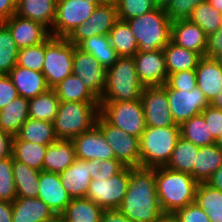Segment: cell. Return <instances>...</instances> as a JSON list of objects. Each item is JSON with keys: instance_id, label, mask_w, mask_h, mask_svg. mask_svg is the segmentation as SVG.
Segmentation results:
<instances>
[{"instance_id": "6da1fadb", "label": "cell", "mask_w": 222, "mask_h": 222, "mask_svg": "<svg viewBox=\"0 0 222 222\" xmlns=\"http://www.w3.org/2000/svg\"><path fill=\"white\" fill-rule=\"evenodd\" d=\"M118 210L132 222H154L163 214L157 196L155 168L130 170L127 192Z\"/></svg>"}, {"instance_id": "7a4b0ae2", "label": "cell", "mask_w": 222, "mask_h": 222, "mask_svg": "<svg viewBox=\"0 0 222 222\" xmlns=\"http://www.w3.org/2000/svg\"><path fill=\"white\" fill-rule=\"evenodd\" d=\"M155 178L157 196L163 213L174 214L195 202L198 182L191 174L161 166L155 167Z\"/></svg>"}, {"instance_id": "3957f363", "label": "cell", "mask_w": 222, "mask_h": 222, "mask_svg": "<svg viewBox=\"0 0 222 222\" xmlns=\"http://www.w3.org/2000/svg\"><path fill=\"white\" fill-rule=\"evenodd\" d=\"M138 44V52L162 50L171 41V25L165 9L156 8L126 20Z\"/></svg>"}, {"instance_id": "277c9868", "label": "cell", "mask_w": 222, "mask_h": 222, "mask_svg": "<svg viewBox=\"0 0 222 222\" xmlns=\"http://www.w3.org/2000/svg\"><path fill=\"white\" fill-rule=\"evenodd\" d=\"M99 114V102H60L53 121L58 140H73L91 130Z\"/></svg>"}, {"instance_id": "5b68a950", "label": "cell", "mask_w": 222, "mask_h": 222, "mask_svg": "<svg viewBox=\"0 0 222 222\" xmlns=\"http://www.w3.org/2000/svg\"><path fill=\"white\" fill-rule=\"evenodd\" d=\"M143 88L138 79L134 56H119L107 69L106 87L99 101L139 100Z\"/></svg>"}, {"instance_id": "8992f818", "label": "cell", "mask_w": 222, "mask_h": 222, "mask_svg": "<svg viewBox=\"0 0 222 222\" xmlns=\"http://www.w3.org/2000/svg\"><path fill=\"white\" fill-rule=\"evenodd\" d=\"M180 137V125L168 127L146 126L139 137L141 167L166 166Z\"/></svg>"}, {"instance_id": "52a82bcc", "label": "cell", "mask_w": 222, "mask_h": 222, "mask_svg": "<svg viewBox=\"0 0 222 222\" xmlns=\"http://www.w3.org/2000/svg\"><path fill=\"white\" fill-rule=\"evenodd\" d=\"M75 48L66 38L50 35L45 40L42 73L50 89L72 74Z\"/></svg>"}, {"instance_id": "ba28073f", "label": "cell", "mask_w": 222, "mask_h": 222, "mask_svg": "<svg viewBox=\"0 0 222 222\" xmlns=\"http://www.w3.org/2000/svg\"><path fill=\"white\" fill-rule=\"evenodd\" d=\"M100 114L129 135L140 137L146 129L141 99L134 101H99Z\"/></svg>"}, {"instance_id": "9c48e42d", "label": "cell", "mask_w": 222, "mask_h": 222, "mask_svg": "<svg viewBox=\"0 0 222 222\" xmlns=\"http://www.w3.org/2000/svg\"><path fill=\"white\" fill-rule=\"evenodd\" d=\"M96 126L103 133L109 146L113 149L116 160L124 166L141 167V153L139 138L129 135L125 131L110 124L99 114Z\"/></svg>"}, {"instance_id": "30bf717a", "label": "cell", "mask_w": 222, "mask_h": 222, "mask_svg": "<svg viewBox=\"0 0 222 222\" xmlns=\"http://www.w3.org/2000/svg\"><path fill=\"white\" fill-rule=\"evenodd\" d=\"M97 6L96 0H57L56 16L50 34L66 38L72 30L90 18Z\"/></svg>"}, {"instance_id": "8fae6325", "label": "cell", "mask_w": 222, "mask_h": 222, "mask_svg": "<svg viewBox=\"0 0 222 222\" xmlns=\"http://www.w3.org/2000/svg\"><path fill=\"white\" fill-rule=\"evenodd\" d=\"M132 168L125 166L119 173L108 179H92L86 197L104 210L118 209L127 192Z\"/></svg>"}, {"instance_id": "7c38bea8", "label": "cell", "mask_w": 222, "mask_h": 222, "mask_svg": "<svg viewBox=\"0 0 222 222\" xmlns=\"http://www.w3.org/2000/svg\"><path fill=\"white\" fill-rule=\"evenodd\" d=\"M146 126H176L169 109L167 89L163 86L144 87L141 95Z\"/></svg>"}, {"instance_id": "4fadbf2b", "label": "cell", "mask_w": 222, "mask_h": 222, "mask_svg": "<svg viewBox=\"0 0 222 222\" xmlns=\"http://www.w3.org/2000/svg\"><path fill=\"white\" fill-rule=\"evenodd\" d=\"M118 20L116 6L98 5L90 18L72 30L66 39L74 46H78L83 40L89 37L109 35L110 30Z\"/></svg>"}, {"instance_id": "5bb4252c", "label": "cell", "mask_w": 222, "mask_h": 222, "mask_svg": "<svg viewBox=\"0 0 222 222\" xmlns=\"http://www.w3.org/2000/svg\"><path fill=\"white\" fill-rule=\"evenodd\" d=\"M72 74L79 77L85 86L101 99L106 87L107 69L94 56L77 46L74 49Z\"/></svg>"}, {"instance_id": "9a60e30c", "label": "cell", "mask_w": 222, "mask_h": 222, "mask_svg": "<svg viewBox=\"0 0 222 222\" xmlns=\"http://www.w3.org/2000/svg\"><path fill=\"white\" fill-rule=\"evenodd\" d=\"M169 109L177 125L201 114L210 103L196 86L191 91L167 89Z\"/></svg>"}, {"instance_id": "2e32d148", "label": "cell", "mask_w": 222, "mask_h": 222, "mask_svg": "<svg viewBox=\"0 0 222 222\" xmlns=\"http://www.w3.org/2000/svg\"><path fill=\"white\" fill-rule=\"evenodd\" d=\"M134 61L138 79L144 87L163 86L167 80L164 50L137 52Z\"/></svg>"}, {"instance_id": "e0dca14e", "label": "cell", "mask_w": 222, "mask_h": 222, "mask_svg": "<svg viewBox=\"0 0 222 222\" xmlns=\"http://www.w3.org/2000/svg\"><path fill=\"white\" fill-rule=\"evenodd\" d=\"M72 142L77 159L85 161L116 159L113 149L96 125L91 130L75 137Z\"/></svg>"}, {"instance_id": "ac0fdd59", "label": "cell", "mask_w": 222, "mask_h": 222, "mask_svg": "<svg viewBox=\"0 0 222 222\" xmlns=\"http://www.w3.org/2000/svg\"><path fill=\"white\" fill-rule=\"evenodd\" d=\"M3 23L9 28L19 50L44 42L51 35L50 30L42 23L16 14Z\"/></svg>"}, {"instance_id": "d6986e66", "label": "cell", "mask_w": 222, "mask_h": 222, "mask_svg": "<svg viewBox=\"0 0 222 222\" xmlns=\"http://www.w3.org/2000/svg\"><path fill=\"white\" fill-rule=\"evenodd\" d=\"M55 215H61L72 198L63 187L60 174L42 170L39 178L38 196Z\"/></svg>"}, {"instance_id": "ffe728a7", "label": "cell", "mask_w": 222, "mask_h": 222, "mask_svg": "<svg viewBox=\"0 0 222 222\" xmlns=\"http://www.w3.org/2000/svg\"><path fill=\"white\" fill-rule=\"evenodd\" d=\"M171 41L205 57L207 35L199 25L192 23L189 19L172 22Z\"/></svg>"}, {"instance_id": "44dd1931", "label": "cell", "mask_w": 222, "mask_h": 222, "mask_svg": "<svg viewBox=\"0 0 222 222\" xmlns=\"http://www.w3.org/2000/svg\"><path fill=\"white\" fill-rule=\"evenodd\" d=\"M195 71L197 87L211 103L222 91V66L213 58L202 57Z\"/></svg>"}, {"instance_id": "7402d4cb", "label": "cell", "mask_w": 222, "mask_h": 222, "mask_svg": "<svg viewBox=\"0 0 222 222\" xmlns=\"http://www.w3.org/2000/svg\"><path fill=\"white\" fill-rule=\"evenodd\" d=\"M8 76L17 89L18 95L26 99L35 98L50 89L42 71L30 70L16 65Z\"/></svg>"}, {"instance_id": "603a6c76", "label": "cell", "mask_w": 222, "mask_h": 222, "mask_svg": "<svg viewBox=\"0 0 222 222\" xmlns=\"http://www.w3.org/2000/svg\"><path fill=\"white\" fill-rule=\"evenodd\" d=\"M61 182L71 198L86 197L92 181L90 160L75 159L73 164L60 173Z\"/></svg>"}, {"instance_id": "cb8c5ba5", "label": "cell", "mask_w": 222, "mask_h": 222, "mask_svg": "<svg viewBox=\"0 0 222 222\" xmlns=\"http://www.w3.org/2000/svg\"><path fill=\"white\" fill-rule=\"evenodd\" d=\"M12 208V222H47L55 215L39 198L17 197Z\"/></svg>"}, {"instance_id": "d4e9b609", "label": "cell", "mask_w": 222, "mask_h": 222, "mask_svg": "<svg viewBox=\"0 0 222 222\" xmlns=\"http://www.w3.org/2000/svg\"><path fill=\"white\" fill-rule=\"evenodd\" d=\"M57 0H17L15 14L37 21L52 29L56 16Z\"/></svg>"}, {"instance_id": "484cf974", "label": "cell", "mask_w": 222, "mask_h": 222, "mask_svg": "<svg viewBox=\"0 0 222 222\" xmlns=\"http://www.w3.org/2000/svg\"><path fill=\"white\" fill-rule=\"evenodd\" d=\"M76 159L72 140H57L49 144L44 161L43 170L60 174L71 166Z\"/></svg>"}, {"instance_id": "4316f807", "label": "cell", "mask_w": 222, "mask_h": 222, "mask_svg": "<svg viewBox=\"0 0 222 222\" xmlns=\"http://www.w3.org/2000/svg\"><path fill=\"white\" fill-rule=\"evenodd\" d=\"M163 50L168 74L195 70L202 58L199 53L180 47L172 41Z\"/></svg>"}, {"instance_id": "83f0119b", "label": "cell", "mask_w": 222, "mask_h": 222, "mask_svg": "<svg viewBox=\"0 0 222 222\" xmlns=\"http://www.w3.org/2000/svg\"><path fill=\"white\" fill-rule=\"evenodd\" d=\"M29 99L18 96L0 110V128L16 136L21 126L29 118Z\"/></svg>"}, {"instance_id": "f1b7e54d", "label": "cell", "mask_w": 222, "mask_h": 222, "mask_svg": "<svg viewBox=\"0 0 222 222\" xmlns=\"http://www.w3.org/2000/svg\"><path fill=\"white\" fill-rule=\"evenodd\" d=\"M221 166L222 150L216 144L199 147L193 164V178L198 183L206 182Z\"/></svg>"}, {"instance_id": "f546056e", "label": "cell", "mask_w": 222, "mask_h": 222, "mask_svg": "<svg viewBox=\"0 0 222 222\" xmlns=\"http://www.w3.org/2000/svg\"><path fill=\"white\" fill-rule=\"evenodd\" d=\"M104 209L87 197L72 198L61 214L66 222H100Z\"/></svg>"}, {"instance_id": "4dcf8cb0", "label": "cell", "mask_w": 222, "mask_h": 222, "mask_svg": "<svg viewBox=\"0 0 222 222\" xmlns=\"http://www.w3.org/2000/svg\"><path fill=\"white\" fill-rule=\"evenodd\" d=\"M53 90L60 102H99L79 77L71 74L57 84Z\"/></svg>"}, {"instance_id": "1f68e13d", "label": "cell", "mask_w": 222, "mask_h": 222, "mask_svg": "<svg viewBox=\"0 0 222 222\" xmlns=\"http://www.w3.org/2000/svg\"><path fill=\"white\" fill-rule=\"evenodd\" d=\"M47 147L48 145L31 143L14 136L12 157L30 168L42 171Z\"/></svg>"}, {"instance_id": "d6a6232c", "label": "cell", "mask_w": 222, "mask_h": 222, "mask_svg": "<svg viewBox=\"0 0 222 222\" xmlns=\"http://www.w3.org/2000/svg\"><path fill=\"white\" fill-rule=\"evenodd\" d=\"M12 171L17 197L37 198L41 171L14 159Z\"/></svg>"}, {"instance_id": "836d02e7", "label": "cell", "mask_w": 222, "mask_h": 222, "mask_svg": "<svg viewBox=\"0 0 222 222\" xmlns=\"http://www.w3.org/2000/svg\"><path fill=\"white\" fill-rule=\"evenodd\" d=\"M77 47L94 56L106 69L111 67L119 57L115 49L111 46L109 35L89 37L83 40Z\"/></svg>"}, {"instance_id": "e575fe53", "label": "cell", "mask_w": 222, "mask_h": 222, "mask_svg": "<svg viewBox=\"0 0 222 222\" xmlns=\"http://www.w3.org/2000/svg\"><path fill=\"white\" fill-rule=\"evenodd\" d=\"M16 136L19 139L42 145H49L58 140L53 123L32 118L24 122Z\"/></svg>"}, {"instance_id": "d590c367", "label": "cell", "mask_w": 222, "mask_h": 222, "mask_svg": "<svg viewBox=\"0 0 222 222\" xmlns=\"http://www.w3.org/2000/svg\"><path fill=\"white\" fill-rule=\"evenodd\" d=\"M195 203L205 210L211 222H222V191L206 182L198 183Z\"/></svg>"}, {"instance_id": "8d00e7d4", "label": "cell", "mask_w": 222, "mask_h": 222, "mask_svg": "<svg viewBox=\"0 0 222 222\" xmlns=\"http://www.w3.org/2000/svg\"><path fill=\"white\" fill-rule=\"evenodd\" d=\"M198 150L199 147L180 136L166 167L191 174L193 177V164L195 163Z\"/></svg>"}, {"instance_id": "74e56055", "label": "cell", "mask_w": 222, "mask_h": 222, "mask_svg": "<svg viewBox=\"0 0 222 222\" xmlns=\"http://www.w3.org/2000/svg\"><path fill=\"white\" fill-rule=\"evenodd\" d=\"M60 100L53 89L29 99L28 117L35 120H44L53 123Z\"/></svg>"}, {"instance_id": "f35d334b", "label": "cell", "mask_w": 222, "mask_h": 222, "mask_svg": "<svg viewBox=\"0 0 222 222\" xmlns=\"http://www.w3.org/2000/svg\"><path fill=\"white\" fill-rule=\"evenodd\" d=\"M180 136L197 147L215 144V140L202 114L191 117L180 125Z\"/></svg>"}, {"instance_id": "ab89813d", "label": "cell", "mask_w": 222, "mask_h": 222, "mask_svg": "<svg viewBox=\"0 0 222 222\" xmlns=\"http://www.w3.org/2000/svg\"><path fill=\"white\" fill-rule=\"evenodd\" d=\"M109 38L119 56H134L138 52L135 36L126 21L118 20L109 32Z\"/></svg>"}, {"instance_id": "60d3db41", "label": "cell", "mask_w": 222, "mask_h": 222, "mask_svg": "<svg viewBox=\"0 0 222 222\" xmlns=\"http://www.w3.org/2000/svg\"><path fill=\"white\" fill-rule=\"evenodd\" d=\"M18 51L9 28L0 22V75H8L16 66Z\"/></svg>"}, {"instance_id": "b9f144b4", "label": "cell", "mask_w": 222, "mask_h": 222, "mask_svg": "<svg viewBox=\"0 0 222 222\" xmlns=\"http://www.w3.org/2000/svg\"><path fill=\"white\" fill-rule=\"evenodd\" d=\"M189 20L199 25L208 36L222 26V13L207 1L193 9Z\"/></svg>"}, {"instance_id": "7bdbcfd3", "label": "cell", "mask_w": 222, "mask_h": 222, "mask_svg": "<svg viewBox=\"0 0 222 222\" xmlns=\"http://www.w3.org/2000/svg\"><path fill=\"white\" fill-rule=\"evenodd\" d=\"M12 167V156L0 159V201L13 202L17 198Z\"/></svg>"}, {"instance_id": "ee69618b", "label": "cell", "mask_w": 222, "mask_h": 222, "mask_svg": "<svg viewBox=\"0 0 222 222\" xmlns=\"http://www.w3.org/2000/svg\"><path fill=\"white\" fill-rule=\"evenodd\" d=\"M45 57V41L20 49L18 51L17 66L30 70L42 71Z\"/></svg>"}, {"instance_id": "f6af8a7d", "label": "cell", "mask_w": 222, "mask_h": 222, "mask_svg": "<svg viewBox=\"0 0 222 222\" xmlns=\"http://www.w3.org/2000/svg\"><path fill=\"white\" fill-rule=\"evenodd\" d=\"M118 19L122 21L146 14L157 7L152 0H119Z\"/></svg>"}, {"instance_id": "bcb514c9", "label": "cell", "mask_w": 222, "mask_h": 222, "mask_svg": "<svg viewBox=\"0 0 222 222\" xmlns=\"http://www.w3.org/2000/svg\"><path fill=\"white\" fill-rule=\"evenodd\" d=\"M208 0H170L165 8L171 22L189 19L193 9Z\"/></svg>"}, {"instance_id": "7dc6e473", "label": "cell", "mask_w": 222, "mask_h": 222, "mask_svg": "<svg viewBox=\"0 0 222 222\" xmlns=\"http://www.w3.org/2000/svg\"><path fill=\"white\" fill-rule=\"evenodd\" d=\"M125 166L116 159H106L97 161L90 160V174L93 180H103L113 177L119 173Z\"/></svg>"}, {"instance_id": "c3c4849f", "label": "cell", "mask_w": 222, "mask_h": 222, "mask_svg": "<svg viewBox=\"0 0 222 222\" xmlns=\"http://www.w3.org/2000/svg\"><path fill=\"white\" fill-rule=\"evenodd\" d=\"M164 86L166 89H179L187 92L191 91L197 86L196 71L189 70L168 74Z\"/></svg>"}, {"instance_id": "681fc988", "label": "cell", "mask_w": 222, "mask_h": 222, "mask_svg": "<svg viewBox=\"0 0 222 222\" xmlns=\"http://www.w3.org/2000/svg\"><path fill=\"white\" fill-rule=\"evenodd\" d=\"M174 215L178 222H211L205 210L195 202L177 210Z\"/></svg>"}, {"instance_id": "f907efd6", "label": "cell", "mask_w": 222, "mask_h": 222, "mask_svg": "<svg viewBox=\"0 0 222 222\" xmlns=\"http://www.w3.org/2000/svg\"><path fill=\"white\" fill-rule=\"evenodd\" d=\"M201 114L204 116L213 139L216 141L222 135V110L208 105Z\"/></svg>"}, {"instance_id": "816d5d0a", "label": "cell", "mask_w": 222, "mask_h": 222, "mask_svg": "<svg viewBox=\"0 0 222 222\" xmlns=\"http://www.w3.org/2000/svg\"><path fill=\"white\" fill-rule=\"evenodd\" d=\"M17 89L8 75H0V110L18 97Z\"/></svg>"}, {"instance_id": "f5cc1de1", "label": "cell", "mask_w": 222, "mask_h": 222, "mask_svg": "<svg viewBox=\"0 0 222 222\" xmlns=\"http://www.w3.org/2000/svg\"><path fill=\"white\" fill-rule=\"evenodd\" d=\"M220 52H222V26L207 36L205 57L214 59Z\"/></svg>"}, {"instance_id": "db71d44e", "label": "cell", "mask_w": 222, "mask_h": 222, "mask_svg": "<svg viewBox=\"0 0 222 222\" xmlns=\"http://www.w3.org/2000/svg\"><path fill=\"white\" fill-rule=\"evenodd\" d=\"M14 136L0 128V159L12 156Z\"/></svg>"}, {"instance_id": "11a10c76", "label": "cell", "mask_w": 222, "mask_h": 222, "mask_svg": "<svg viewBox=\"0 0 222 222\" xmlns=\"http://www.w3.org/2000/svg\"><path fill=\"white\" fill-rule=\"evenodd\" d=\"M100 222H132L118 209H105L100 218Z\"/></svg>"}, {"instance_id": "9f6ffc18", "label": "cell", "mask_w": 222, "mask_h": 222, "mask_svg": "<svg viewBox=\"0 0 222 222\" xmlns=\"http://www.w3.org/2000/svg\"><path fill=\"white\" fill-rule=\"evenodd\" d=\"M17 0H0V22L9 19L16 12Z\"/></svg>"}, {"instance_id": "6f0895ef", "label": "cell", "mask_w": 222, "mask_h": 222, "mask_svg": "<svg viewBox=\"0 0 222 222\" xmlns=\"http://www.w3.org/2000/svg\"><path fill=\"white\" fill-rule=\"evenodd\" d=\"M12 202L0 201V222H12Z\"/></svg>"}, {"instance_id": "680465c9", "label": "cell", "mask_w": 222, "mask_h": 222, "mask_svg": "<svg viewBox=\"0 0 222 222\" xmlns=\"http://www.w3.org/2000/svg\"><path fill=\"white\" fill-rule=\"evenodd\" d=\"M214 189L222 191V166L217 169L216 172L206 181Z\"/></svg>"}, {"instance_id": "91938a15", "label": "cell", "mask_w": 222, "mask_h": 222, "mask_svg": "<svg viewBox=\"0 0 222 222\" xmlns=\"http://www.w3.org/2000/svg\"><path fill=\"white\" fill-rule=\"evenodd\" d=\"M154 222H178L174 214L163 213Z\"/></svg>"}, {"instance_id": "94428289", "label": "cell", "mask_w": 222, "mask_h": 222, "mask_svg": "<svg viewBox=\"0 0 222 222\" xmlns=\"http://www.w3.org/2000/svg\"><path fill=\"white\" fill-rule=\"evenodd\" d=\"M210 105L222 110V91L213 99Z\"/></svg>"}, {"instance_id": "6125c7cd", "label": "cell", "mask_w": 222, "mask_h": 222, "mask_svg": "<svg viewBox=\"0 0 222 222\" xmlns=\"http://www.w3.org/2000/svg\"><path fill=\"white\" fill-rule=\"evenodd\" d=\"M152 1L157 8H163V9H165L170 2V0H152Z\"/></svg>"}, {"instance_id": "be15d7a7", "label": "cell", "mask_w": 222, "mask_h": 222, "mask_svg": "<svg viewBox=\"0 0 222 222\" xmlns=\"http://www.w3.org/2000/svg\"><path fill=\"white\" fill-rule=\"evenodd\" d=\"M209 4L222 13V0H208Z\"/></svg>"}, {"instance_id": "e7e4bbea", "label": "cell", "mask_w": 222, "mask_h": 222, "mask_svg": "<svg viewBox=\"0 0 222 222\" xmlns=\"http://www.w3.org/2000/svg\"><path fill=\"white\" fill-rule=\"evenodd\" d=\"M98 5H113L117 6L119 3V0H96Z\"/></svg>"}, {"instance_id": "03108f58", "label": "cell", "mask_w": 222, "mask_h": 222, "mask_svg": "<svg viewBox=\"0 0 222 222\" xmlns=\"http://www.w3.org/2000/svg\"><path fill=\"white\" fill-rule=\"evenodd\" d=\"M47 222H66L62 215H54Z\"/></svg>"}, {"instance_id": "003e7915", "label": "cell", "mask_w": 222, "mask_h": 222, "mask_svg": "<svg viewBox=\"0 0 222 222\" xmlns=\"http://www.w3.org/2000/svg\"><path fill=\"white\" fill-rule=\"evenodd\" d=\"M222 66V52L214 58Z\"/></svg>"}, {"instance_id": "a7ac6f4b", "label": "cell", "mask_w": 222, "mask_h": 222, "mask_svg": "<svg viewBox=\"0 0 222 222\" xmlns=\"http://www.w3.org/2000/svg\"><path fill=\"white\" fill-rule=\"evenodd\" d=\"M215 144L222 150V135L216 140Z\"/></svg>"}]
</instances>
